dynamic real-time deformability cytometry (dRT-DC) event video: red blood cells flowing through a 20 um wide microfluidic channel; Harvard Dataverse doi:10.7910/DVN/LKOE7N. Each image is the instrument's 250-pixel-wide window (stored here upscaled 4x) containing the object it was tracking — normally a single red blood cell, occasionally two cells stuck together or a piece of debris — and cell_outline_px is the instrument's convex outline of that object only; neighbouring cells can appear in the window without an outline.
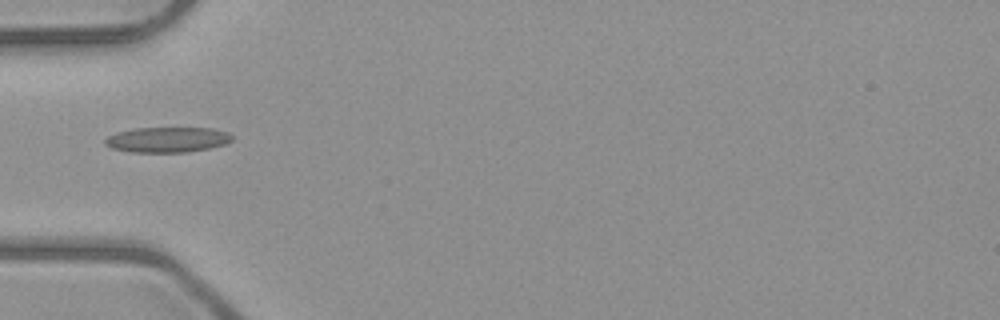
{"species": "common noctule bat (a hibernating species)", "species_latin": "Nyctalus noctula", "temperature_condition": "room temperature", "stored_images_in_passage": 1, "camera_frame_rate_fps": 3000, "um_per_image_px": 0.085, "animal": {"sex": "male", "body_mass_g": 23.1, "forearm_length_mm": 52.7}, "frame": {"image": 1, "passage_image": 1, "time_ms": 0.0, "image_size_px": [1000, 320], "cell_outline_px": [[232, 140], [224, 144], [208, 148], [188, 152], [132, 152], [112, 148], [104, 144], [104, 140], [108, 136], [120, 132], [136, 128], [212, 128], [228, 132], [232, 136]], "centroid_in_image_um": [14.23, 11.87], "position_along_channel_um": 70.8, "area_um2": 18.55}}